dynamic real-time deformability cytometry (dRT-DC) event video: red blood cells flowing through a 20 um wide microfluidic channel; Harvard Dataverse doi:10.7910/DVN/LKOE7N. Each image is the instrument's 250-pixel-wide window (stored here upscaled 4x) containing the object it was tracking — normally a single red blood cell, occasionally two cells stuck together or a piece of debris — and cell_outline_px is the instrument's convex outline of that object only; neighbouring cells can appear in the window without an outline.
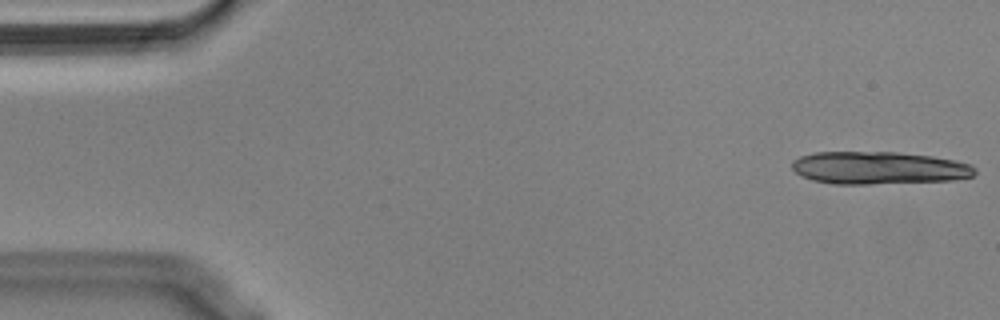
{"species": "Egyptian fruit bat (a non-hibernating species)", "species_latin": "Rousettus aegyptiacus", "temperature_condition": "cold", "stored_images_in_passage": 13, "camera_frame_rate_fps": 3000, "um_per_image_px": 0.085, "animal": {"sex": "male"}, "frame": {"image": 1, "passage_image": 1, "time_ms": 0.0, "image_size_px": [1000, 320], "cell_outline_px": [[976, 172], [972, 176], [952, 180], [868, 184], [832, 184], [812, 180], [796, 172], [792, 168], [792, 160], [800, 156], [816, 152], [896, 152], [932, 156], [972, 164], [976, 168]], "centroid_in_image_um": [74.69, 14.27], "position_along_channel_um": 10.3, "area_um2": 34.74}}